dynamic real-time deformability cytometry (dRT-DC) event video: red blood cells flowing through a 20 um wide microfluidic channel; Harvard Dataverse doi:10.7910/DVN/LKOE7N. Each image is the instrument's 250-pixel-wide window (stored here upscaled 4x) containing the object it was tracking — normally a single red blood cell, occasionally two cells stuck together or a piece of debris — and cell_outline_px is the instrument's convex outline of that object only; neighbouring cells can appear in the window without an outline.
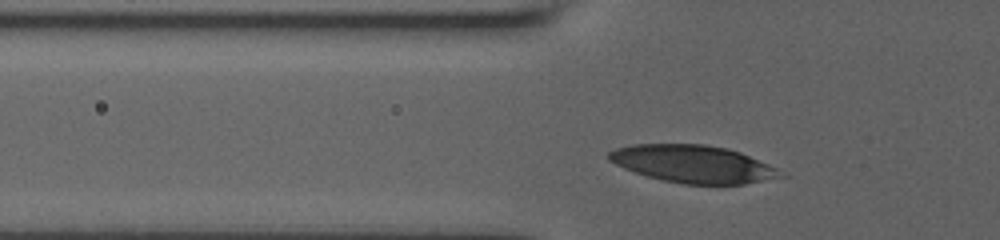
{"species": "human", "species_latin": "Homo sapiens", "temperature_condition": "room temperature", "stored_images_in_passage": 33, "camera_frame_rate_fps": 3000, "um_per_image_px": 0.085, "donor": {"sex": "male"}, "frame": {"image": 1, "passage_image": 6, "time_ms": 1.667, "image_size_px": [1000, 240], "cell_outline_px": [[780, 176], [744, 184], [684, 184], [660, 180], [624, 168], [608, 160], [608, 152], [616, 148], [632, 144], [704, 144], [728, 148], [740, 152], [768, 164], [776, 168], [780, 172]], "centroid_in_image_um": [58.84, 13.92], "position_along_channel_um": 67.0, "area_um2": 37.11}}
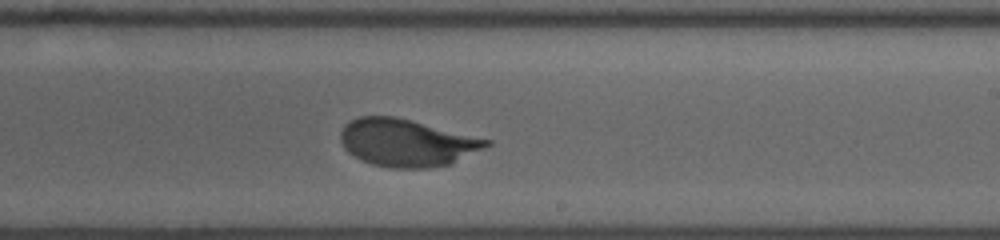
{"frame": {"image": 2, "passage_image": 21, "time_ms": 6.667, "image_size_px": [1000, 240], "cell_outline_px": [[492, 144], [452, 164], [428, 168], [392, 168], [372, 164], [348, 152], [344, 148], [340, 140], [340, 132], [344, 124], [360, 116], [396, 116], [492, 140]], "centroid_in_image_um": [34.59, 12.12], "position_along_channel_um": 254.4, "area_um2": 40.34}}
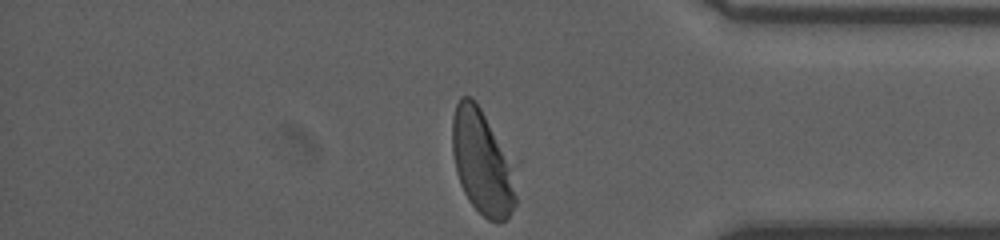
{"frame": {"image": 3, "passage_image": 33, "time_ms": 10.667, "image_size_px": [1000, 240], "cell_outline_px": [[520, 160], [516, 204], [508, 216], [504, 220], [488, 220], [468, 200], [460, 184], [456, 172], [452, 152], [452, 116], [456, 104], [460, 96], [472, 96], [476, 100]], "centroid_in_image_um": [41.12, 13.69], "position_along_channel_um": 394.1, "area_um2": 41.85}, "authors_computed_cell_mechanics": {"area_um2": 40.3444, "velocity_mm_per_s": 3.8485, "shape_relaxation_time_tau1_ms": 3.6242, "shape_relaxation_time_tau2_ms": null, "deformation_change_tau1": 0.1559, "deformation_change_tau2": null}}